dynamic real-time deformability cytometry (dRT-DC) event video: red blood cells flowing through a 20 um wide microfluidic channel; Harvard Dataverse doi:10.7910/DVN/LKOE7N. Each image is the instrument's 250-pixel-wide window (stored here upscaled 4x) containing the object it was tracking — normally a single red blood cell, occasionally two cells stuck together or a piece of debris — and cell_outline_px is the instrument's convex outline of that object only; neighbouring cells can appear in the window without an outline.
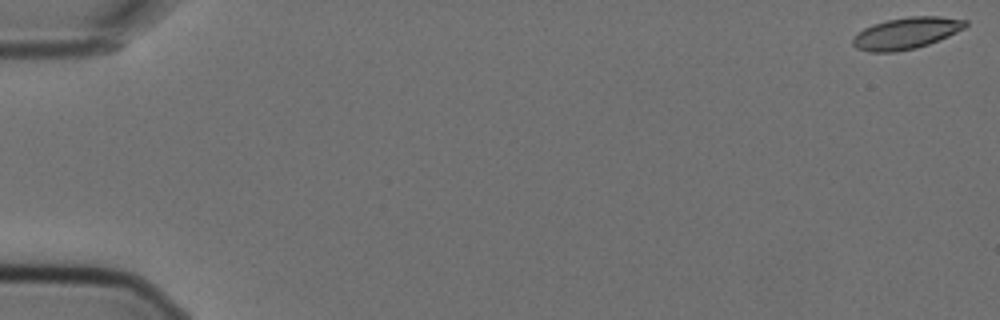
{"species": "Egyptian fruit bat (a non-hibernating species)", "species_latin": "Rousettus aegyptiacus", "temperature_condition": "cold", "stored_images_in_passage": 5, "camera_frame_rate_fps": 3000, "um_per_image_px": 0.085, "animal": {"sex": "female"}, "frame": {"image": 1, "passage_image": 1, "time_ms": 0.0, "image_size_px": [1000, 320], "cell_outline_px": [[968, 24], [964, 28], [948, 36], [928, 44], [916, 48], [896, 52], [868, 52], [856, 48], [852, 44], [852, 36], [864, 28], [872, 24], [888, 20], [908, 16], [940, 16], [968, 20]], "centroid_in_image_um": [77.0, 2.82], "position_along_channel_um": 8.0, "area_um2": 20.87}}
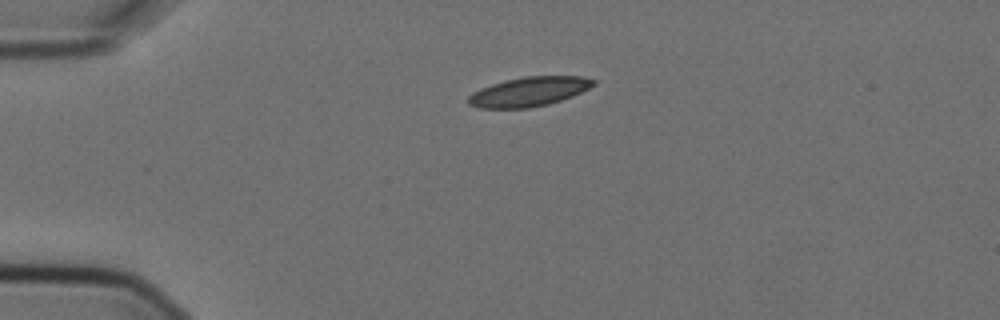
{"frame": {"image": 2, "passage_image": 4, "time_ms": 1.0, "image_size_px": [1000, 320], "cell_outline_px": [[596, 84], [572, 96], [548, 104], [528, 108], [480, 108], [468, 104], [468, 96], [472, 92], [480, 88], [504, 80], [524, 76], [584, 76], [596, 80]], "centroid_in_image_um": [44.95, 7.78], "position_along_channel_um": 40.1, "area_um2": 21.44}}